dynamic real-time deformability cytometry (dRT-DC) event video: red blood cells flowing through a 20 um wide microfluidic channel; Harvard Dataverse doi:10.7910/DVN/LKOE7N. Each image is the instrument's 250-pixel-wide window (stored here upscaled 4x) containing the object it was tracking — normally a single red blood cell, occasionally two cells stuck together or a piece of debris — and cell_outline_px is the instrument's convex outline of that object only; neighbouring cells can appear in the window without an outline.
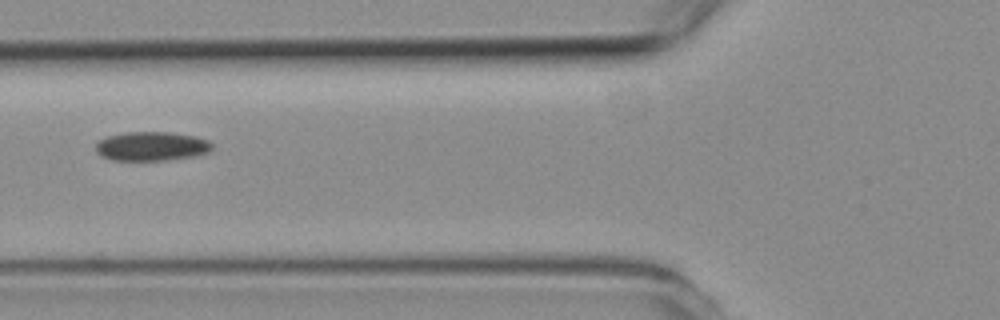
{"species": "common noctule bat (a hibernating species)", "species_latin": "Nyctalus noctula", "temperature_condition": "room temperature", "stored_images_in_passage": 3, "camera_frame_rate_fps": 3000, "um_per_image_px": 0.085, "animal": {"sex": "female", "body_mass_g": 19.3, "forearm_length_mm": 54.1}, "frame": {"image": 1, "passage_image": 3, "time_ms": 2.0, "image_size_px": [1000, 320], "cell_outline_px": [[212, 148], [208, 152], [196, 156], [164, 160], [112, 160], [100, 156], [96, 152], [96, 144], [100, 140], [108, 136], [124, 132], [168, 132], [196, 136], [208, 140], [212, 144]], "centroid_in_image_um": [12.88, 12.43], "position_along_channel_um": 112.9, "area_um2": 19.77}}